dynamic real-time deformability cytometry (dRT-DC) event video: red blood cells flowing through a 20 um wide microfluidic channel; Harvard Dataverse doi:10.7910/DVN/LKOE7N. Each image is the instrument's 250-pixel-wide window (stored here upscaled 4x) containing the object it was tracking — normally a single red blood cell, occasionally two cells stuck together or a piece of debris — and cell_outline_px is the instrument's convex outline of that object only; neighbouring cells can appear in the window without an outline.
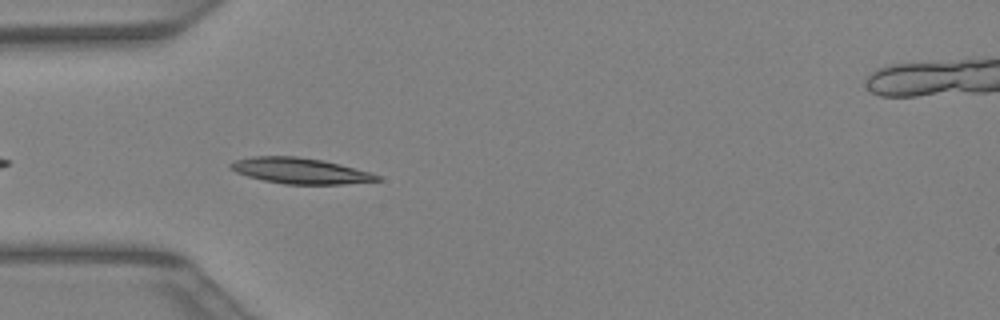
{"species": "Egyptian fruit bat (a non-hibernating species)", "species_latin": "Rousettus aegyptiacus", "temperature_condition": "warm", "stored_images_in_passage": 8, "camera_frame_rate_fps": 3000, "um_per_image_px": 0.085, "animal": {"sex": "female"}, "frame": {"image": 1, "passage_image": 2, "time_ms": 0.333, "image_size_px": [1000, 320], "cell_outline_px": [[380, 180], [344, 184], [284, 184], [264, 180], [248, 176], [236, 172], [228, 168], [228, 164], [236, 160], [252, 156], [296, 156], [324, 160], [372, 172], [380, 176]], "centroid_in_image_um": [25.51, 14.51], "position_along_channel_um": 59.5, "area_um2": 22.08}}
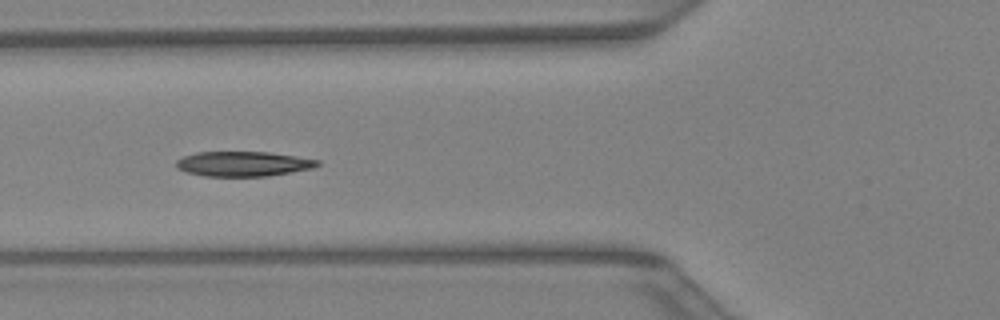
{"frame": {"image": 2, "passage_image": 5, "time_ms": 1.333, "image_size_px": [1000, 320], "cell_outline_px": [[320, 164], [312, 168], [268, 176], [204, 176], [188, 172], [176, 168], [176, 160], [184, 156], [196, 152], [268, 152], [320, 160]], "centroid_in_image_um": [20.65, 13.92], "position_along_channel_um": 105.1, "area_um2": 20.35}}